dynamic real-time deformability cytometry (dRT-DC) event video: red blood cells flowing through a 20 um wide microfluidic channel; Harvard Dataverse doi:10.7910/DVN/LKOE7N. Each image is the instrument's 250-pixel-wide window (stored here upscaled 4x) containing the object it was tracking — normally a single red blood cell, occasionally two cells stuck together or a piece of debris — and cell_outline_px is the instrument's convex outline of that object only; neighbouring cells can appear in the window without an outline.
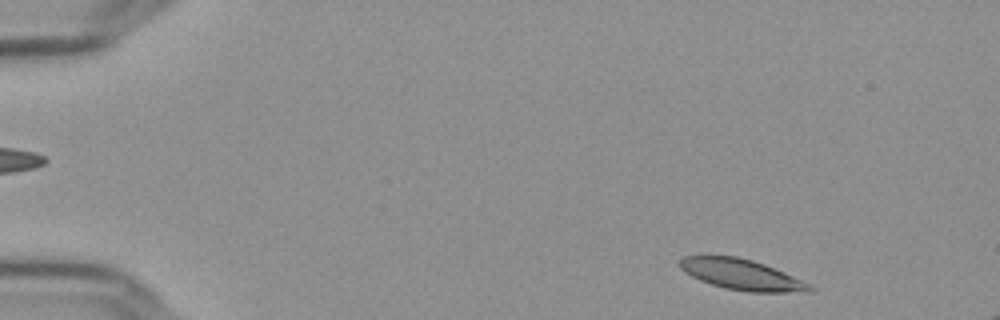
{"species": "Egyptian fruit bat (a non-hibernating species)", "species_latin": "Rousettus aegyptiacus", "temperature_condition": "cold", "stored_images_in_passage": 22, "camera_frame_rate_fps": 3000, "um_per_image_px": 0.085, "frame": {"image": 1, "passage_image": 3, "time_ms": 0.667, "image_size_px": [1000, 320], "cell_outline_px": [[816, 288], [784, 292], [748, 292], [724, 288], [700, 280], [684, 272], [680, 268], [680, 260], [684, 256], [736, 256], [752, 260], [764, 264], [800, 280]], "centroid_in_image_um": [62.93, 23.32], "position_along_channel_um": 22.1, "area_um2": 22.48}}
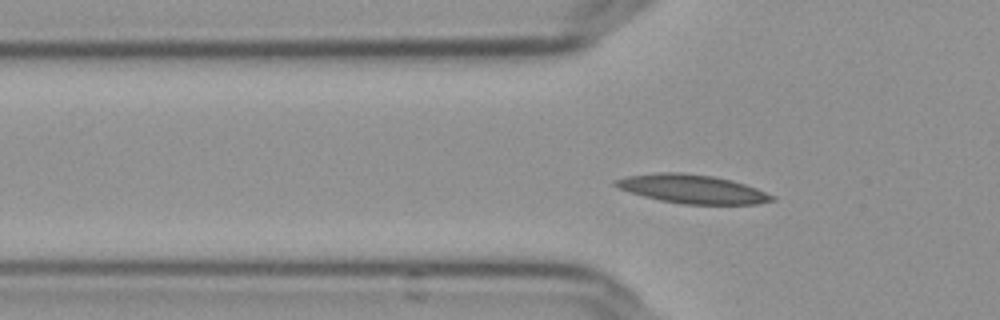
{"frame": {"image": 2, "passage_image": 15, "time_ms": 4.667, "image_size_px": [1000, 320], "cell_outline_px": [[776, 200], [756, 204], [684, 204], [660, 200], [644, 196], [620, 188], [612, 184], [612, 180], [624, 176], [660, 172], [680, 172], [712, 176], [732, 180], [756, 188], [776, 196]], "centroid_in_image_um": [58.84, 16.06], "position_along_channel_um": 67.0, "area_um2": 26.13}}
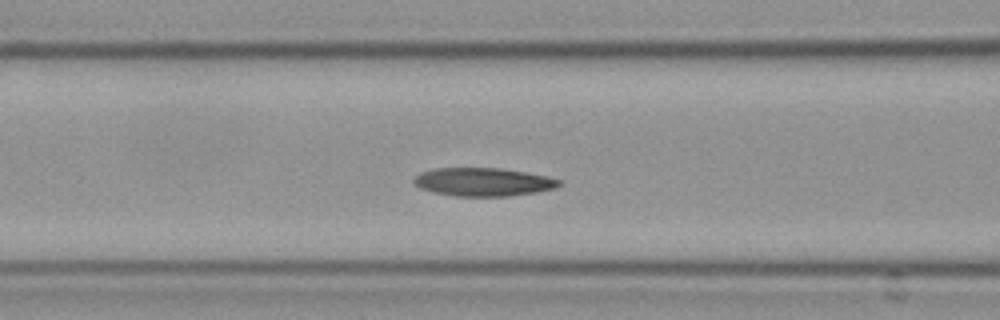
{"frame": {"image": 3, "passage_image": 20, "time_ms": 6.333, "image_size_px": [1000, 320], "cell_outline_px": [[560, 184], [556, 188], [536, 192], [508, 196], [456, 196], [436, 192], [420, 188], [412, 180], [420, 172], [436, 168], [496, 168], [524, 172], [544, 176], [560, 180]], "centroid_in_image_um": [41.05, 15.46], "position_along_channel_um": 125.6, "area_um2": 23.58}}